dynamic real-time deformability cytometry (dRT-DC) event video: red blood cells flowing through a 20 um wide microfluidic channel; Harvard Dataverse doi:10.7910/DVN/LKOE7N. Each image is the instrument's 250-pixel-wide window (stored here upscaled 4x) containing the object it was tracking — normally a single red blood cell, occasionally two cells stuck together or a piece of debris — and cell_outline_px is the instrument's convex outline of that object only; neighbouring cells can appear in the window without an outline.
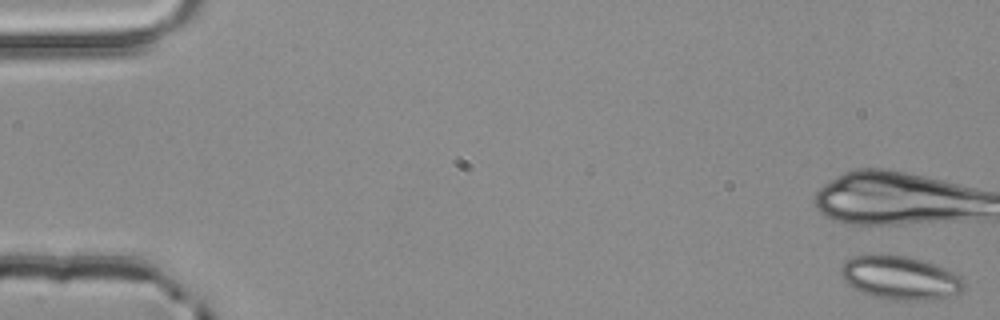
{"species": "common noctule bat (a hibernating species)", "species_latin": "Nyctalus noctula", "temperature_condition": "room temperature", "stored_images_in_passage": 5, "camera_frame_rate_fps": 3000, "um_per_image_px": 0.085, "animal": {"sex": "male", "body_mass_g": 20.4}, "frame": {"image": 1, "passage_image": 1, "time_ms": 0.0, "image_size_px": [1000, 320], "cell_outline_px": [[964, 288], [960, 292], [948, 296], [932, 300], [896, 300], [872, 296], [848, 284], [840, 276], [840, 268], [844, 260], [852, 256], [908, 256], [944, 268], [960, 276], [964, 280]], "centroid_in_image_um": [76.5, 23.63], "position_along_channel_um": 8.5, "area_um2": 30.75}}